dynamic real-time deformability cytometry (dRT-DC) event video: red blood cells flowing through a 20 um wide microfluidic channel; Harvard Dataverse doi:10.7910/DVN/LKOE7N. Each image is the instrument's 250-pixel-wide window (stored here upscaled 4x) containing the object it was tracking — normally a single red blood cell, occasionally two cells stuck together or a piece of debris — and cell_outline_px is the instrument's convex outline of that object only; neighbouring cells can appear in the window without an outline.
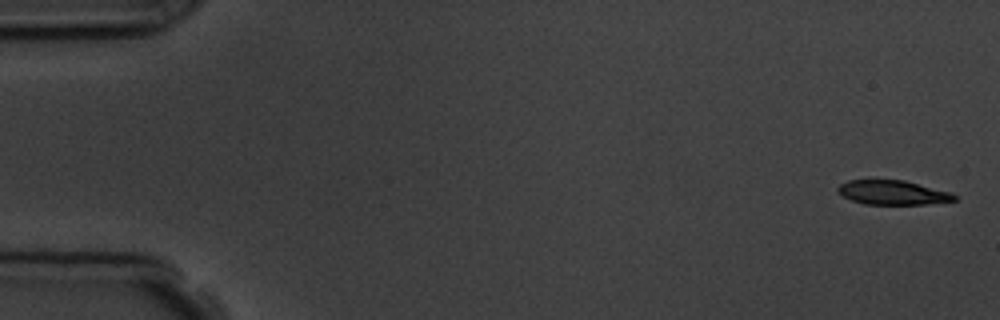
{"species": "common noctule bat (a hibernating species)", "species_latin": "Nyctalus noctula", "temperature_condition": "room temperature", "stored_images_in_passage": 6, "camera_frame_rate_fps": 3000, "um_per_image_px": 0.085, "animal": {"sex": "male", "body_mass_g": 19.5, "forearm_length_mm": 54.6}, "frame": {"image": 1, "passage_image": 1, "time_ms": 0.0, "image_size_px": [1000, 320], "cell_outline_px": [[956, 200], [924, 204], [864, 204], [852, 200], [844, 196], [836, 188], [840, 184], [848, 180], [904, 180], [952, 192], [956, 196]], "centroid_in_image_um": [75.9, 16.36], "position_along_channel_um": 9.1, "area_um2": 16.36}}
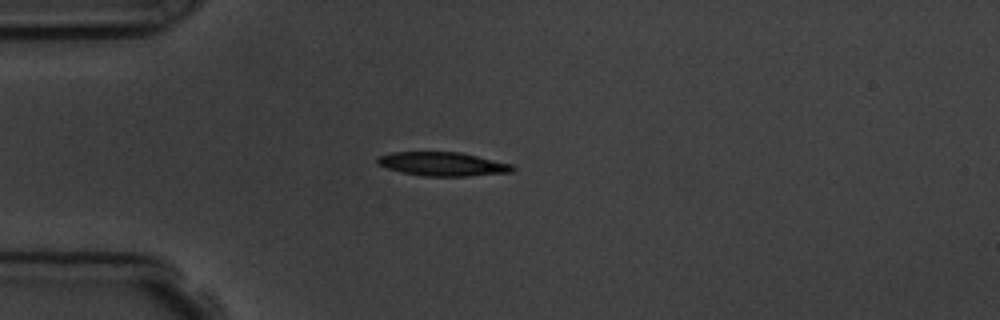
{"frame": {"image": 2, "passage_image": 4, "time_ms": 4.333, "image_size_px": [1000, 320], "cell_outline_px": [[516, 168], [512, 172], [468, 176], [424, 176], [400, 172], [388, 168], [380, 164], [376, 160], [376, 156], [392, 152], [460, 152], [512, 164]], "centroid_in_image_um": [37.63, 13.94], "position_along_channel_um": 47.4, "area_um2": 18.73}}